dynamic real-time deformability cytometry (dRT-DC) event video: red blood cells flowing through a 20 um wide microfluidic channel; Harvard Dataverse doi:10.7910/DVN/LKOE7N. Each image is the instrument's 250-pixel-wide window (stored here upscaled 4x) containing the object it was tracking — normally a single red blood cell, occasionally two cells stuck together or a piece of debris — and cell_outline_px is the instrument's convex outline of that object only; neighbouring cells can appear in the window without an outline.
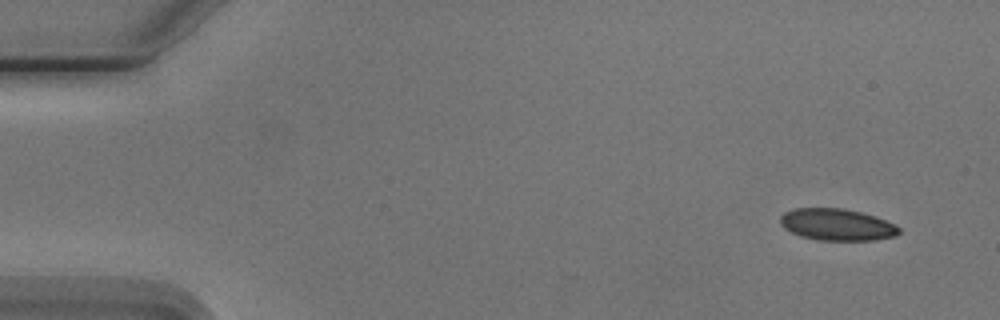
{"species": "Egyptian fruit bat (a non-hibernating species)", "species_latin": "Rousettus aegyptiacus", "temperature_condition": "cold", "stored_images_in_passage": 2, "camera_frame_rate_fps": 3000, "um_per_image_px": 0.085, "animal": {"sex": "male"}, "frame": {"image": 1, "passage_image": 2, "time_ms": 2.0, "image_size_px": [1000, 320], "cell_outline_px": [[900, 232], [896, 236], [876, 240], [816, 240], [800, 236], [784, 228], [780, 224], [780, 216], [784, 212], [792, 208], [844, 208], [876, 216], [900, 228]], "centroid_in_image_um": [71.11, 19.09], "position_along_channel_um": 13.9, "area_um2": 22.08}}